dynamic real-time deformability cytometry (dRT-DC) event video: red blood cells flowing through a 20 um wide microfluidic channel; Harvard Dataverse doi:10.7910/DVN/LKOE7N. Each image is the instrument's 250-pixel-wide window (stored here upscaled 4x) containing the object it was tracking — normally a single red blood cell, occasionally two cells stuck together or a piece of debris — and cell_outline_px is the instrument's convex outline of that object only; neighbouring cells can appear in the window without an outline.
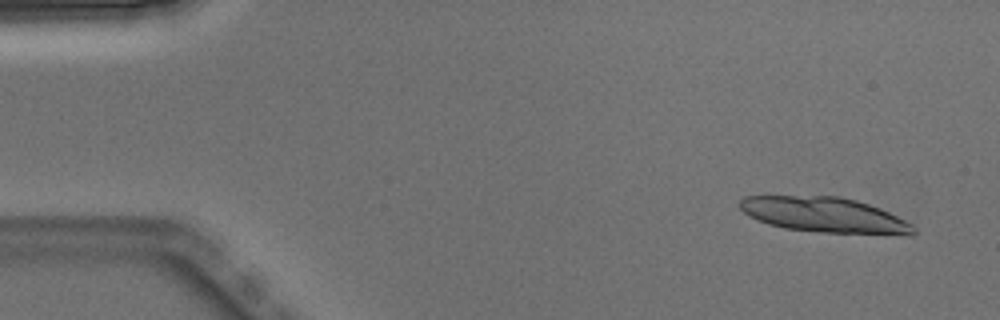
{"species": "Egyptian fruit bat (a non-hibernating species)", "species_latin": "Rousettus aegyptiacus", "temperature_condition": "warm", "stored_images_in_passage": 5, "segment_of_instrument_passage": [2, 2], "camera_frame_rate_fps": 3000, "um_per_image_px": 0.085, "animal": {"sex": "male"}, "frame": {"image": 1, "passage_image": 5, "time_ms": 1.333, "image_size_px": [1000, 320], "cell_outline_px": [[916, 232], [912, 236], [908, 236], [820, 232], [784, 228], [768, 224], [748, 216], [740, 208], [740, 200], [744, 196], [840, 196], [856, 200], [880, 208], [912, 224], [916, 228]], "centroid_in_image_um": [70.13, 18.29], "position_along_channel_um": 14.9, "area_um2": 35.95}}